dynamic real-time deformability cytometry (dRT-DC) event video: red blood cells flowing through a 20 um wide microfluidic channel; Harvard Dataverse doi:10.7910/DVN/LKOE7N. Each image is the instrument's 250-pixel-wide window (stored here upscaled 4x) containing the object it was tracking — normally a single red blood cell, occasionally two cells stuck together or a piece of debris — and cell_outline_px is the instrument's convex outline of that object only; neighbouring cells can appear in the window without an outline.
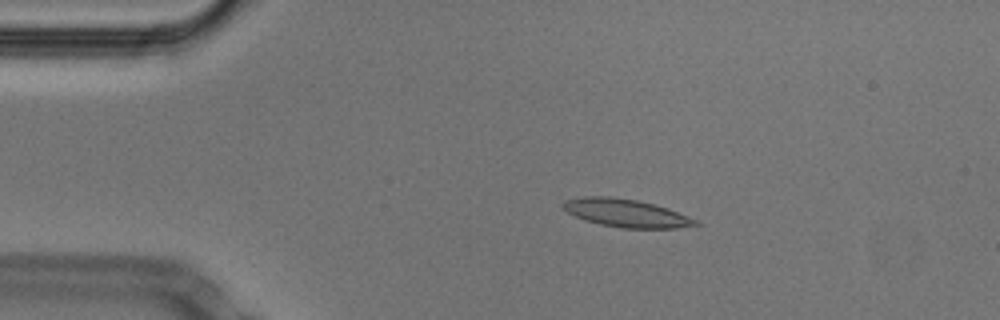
{"species": "Egyptian fruit bat (a non-hibernating species)", "species_latin": "Rousettus aegyptiacus", "temperature_condition": "cold", "stored_images_in_passage": 16, "camera_frame_rate_fps": 3000, "um_per_image_px": 0.085, "animal": {"sex": "male"}, "frame": {"image": 1, "passage_image": 10, "time_ms": 3.0, "image_size_px": [1000, 320], "cell_outline_px": [[700, 224], [676, 228], [620, 228], [600, 224], [584, 220], [568, 212], [560, 204], [564, 200], [584, 196], [608, 196], [636, 200], [668, 208], [700, 220]], "centroid_in_image_um": [53.23, 18.11], "position_along_channel_um": 31.8, "area_um2": 21.62}}